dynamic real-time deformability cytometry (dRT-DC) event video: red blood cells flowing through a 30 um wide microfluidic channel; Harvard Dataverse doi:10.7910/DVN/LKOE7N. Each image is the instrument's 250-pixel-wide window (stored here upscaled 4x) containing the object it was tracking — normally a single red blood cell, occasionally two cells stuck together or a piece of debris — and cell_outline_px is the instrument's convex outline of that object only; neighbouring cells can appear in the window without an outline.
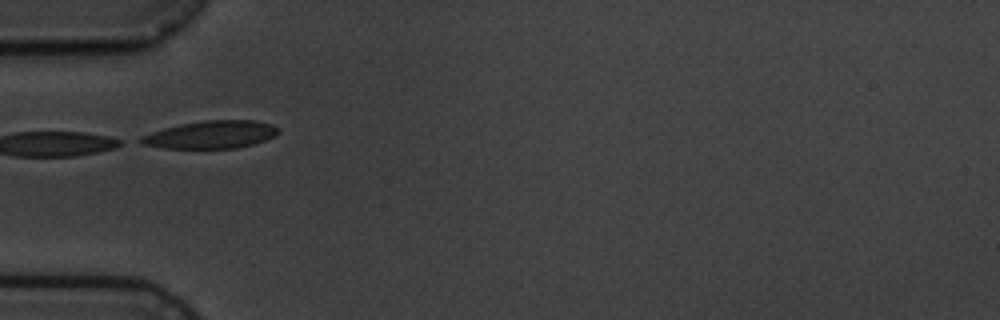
{"species": "common noctule bat (a hibernating species)", "species_latin": "Nyctalus noctula", "temperature_condition": "cold", "stored_images_in_passage": 9, "camera_frame_rate_fps": 3000, "um_per_image_px": 0.085, "animal": {"sex": "male", "body_mass_g": 19.5, "forearm_length_mm": 54.6}, "frame": {"image": 1, "passage_image": 6, "time_ms": 5.667, "image_size_px": [1000, 320], "cell_outline_px": [[280, 132], [276, 136], [252, 144], [236, 148], [164, 148], [140, 144], [132, 140], [140, 136], [164, 128], [180, 124], [204, 120], [256, 120], [272, 124], [280, 128]], "centroid_in_image_um": [17.9, 11.44], "position_along_channel_um": 67.1, "area_um2": 22.48}}
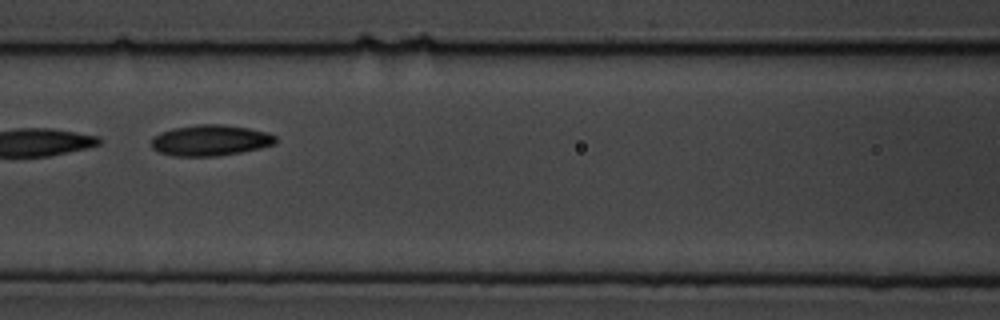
{"frame": {"image": 2, "passage_image": 8, "time_ms": 8.0, "image_size_px": [1000, 320], "cell_outline_px": [[276, 144], [260, 148], [240, 152], [216, 156], [172, 156], [160, 152], [152, 148], [152, 136], [160, 132], [172, 128], [196, 124], [220, 124], [248, 128], [268, 132], [276, 136]], "centroid_in_image_um": [17.87, 11.92], "position_along_channel_um": 148.7, "area_um2": 22.48}}
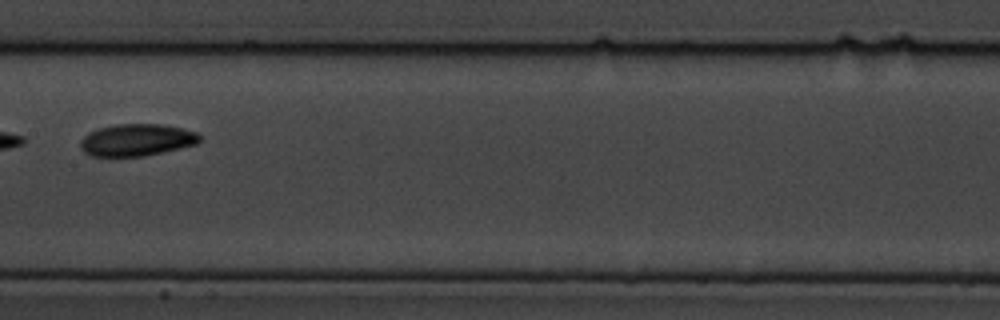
{"frame": {"image": 3, "passage_image": 9, "time_ms": 9.333, "image_size_px": [1000, 320], "cell_outline_px": [[200, 140], [196, 144], [180, 148], [144, 156], [92, 156], [84, 152], [80, 148], [80, 140], [88, 132], [100, 128], [116, 124], [164, 124], [196, 132], [200, 136]], "centroid_in_image_um": [11.59, 11.89], "position_along_channel_um": 195.8, "area_um2": 22.2}}